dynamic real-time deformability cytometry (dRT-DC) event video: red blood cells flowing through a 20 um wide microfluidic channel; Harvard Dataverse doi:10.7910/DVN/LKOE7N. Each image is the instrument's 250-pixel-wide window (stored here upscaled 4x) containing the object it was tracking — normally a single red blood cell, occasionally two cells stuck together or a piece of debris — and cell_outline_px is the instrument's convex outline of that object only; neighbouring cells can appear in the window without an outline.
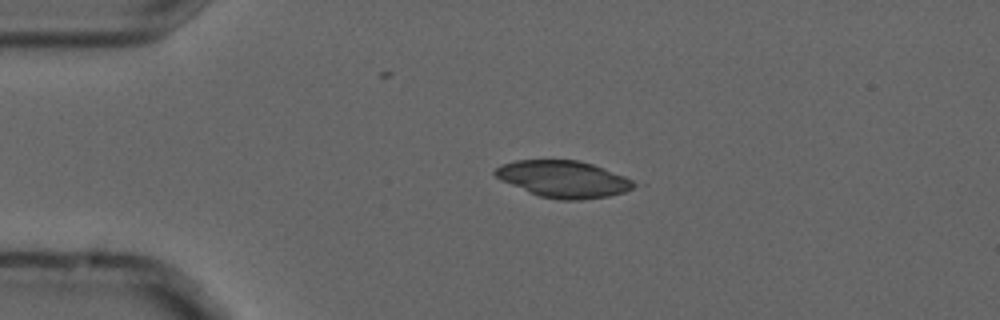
{"species": "common noctule bat (a hibernating species)", "species_latin": "Nyctalus noctula", "temperature_condition": "cold", "stored_images_in_passage": 2, "camera_frame_rate_fps": 3000, "um_per_image_px": 0.085, "animal": {"sex": "male", "forearm_length_mm": 52.5}, "frame": {"image": 1, "passage_image": 1, "time_ms": 0.0, "image_size_px": [1000, 320], "cell_outline_px": [[648, 184], [624, 192], [608, 196], [580, 200], [556, 200], [540, 196], [528, 192], [500, 180], [492, 172], [500, 164], [516, 160], [580, 160], [604, 168]], "centroid_in_image_um": [47.99, 15.23], "position_along_channel_um": 37.0, "area_um2": 30.46}}